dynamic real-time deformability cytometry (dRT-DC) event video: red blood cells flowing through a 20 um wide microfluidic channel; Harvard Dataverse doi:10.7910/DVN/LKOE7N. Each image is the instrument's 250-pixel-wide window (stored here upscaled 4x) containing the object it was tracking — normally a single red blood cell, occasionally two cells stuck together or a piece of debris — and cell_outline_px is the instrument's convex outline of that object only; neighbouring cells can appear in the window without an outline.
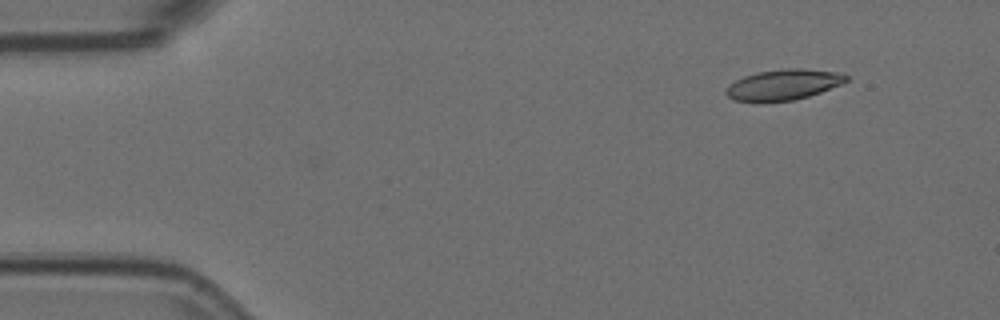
{"species": "Egyptian fruit bat (a non-hibernating species)", "species_latin": "Rousettus aegyptiacus", "temperature_condition": "room temperature", "stored_images_in_passage": 4, "camera_frame_rate_fps": 3000, "um_per_image_px": 0.085, "animal": {"sex": "female"}, "frame": {"image": 1, "passage_image": 1, "time_ms": 0.0, "image_size_px": [1000, 320], "cell_outline_px": [[848, 80], [840, 84], [820, 92], [796, 100], [732, 100], [724, 92], [728, 84], [744, 76], [756, 72], [788, 68], [800, 68], [844, 72], [848, 76]], "centroid_in_image_um": [66.62, 7.16], "position_along_channel_um": 18.4, "area_um2": 21.21}}
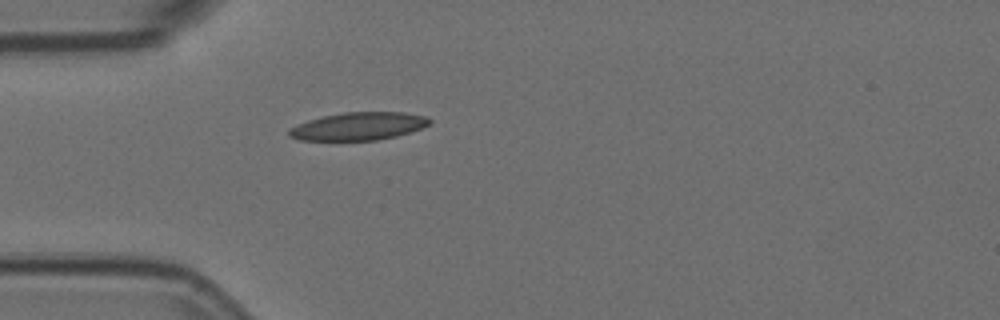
{"frame": {"image": 2, "passage_image": 4, "time_ms": 1.0, "image_size_px": [1000, 320], "cell_outline_px": [[432, 124], [396, 136], [376, 140], [300, 140], [288, 136], [288, 128], [308, 120], [324, 116], [344, 112], [404, 112], [424, 116], [432, 120]], "centroid_in_image_um": [30.46, 10.73], "position_along_channel_um": 54.5, "area_um2": 22.72}}